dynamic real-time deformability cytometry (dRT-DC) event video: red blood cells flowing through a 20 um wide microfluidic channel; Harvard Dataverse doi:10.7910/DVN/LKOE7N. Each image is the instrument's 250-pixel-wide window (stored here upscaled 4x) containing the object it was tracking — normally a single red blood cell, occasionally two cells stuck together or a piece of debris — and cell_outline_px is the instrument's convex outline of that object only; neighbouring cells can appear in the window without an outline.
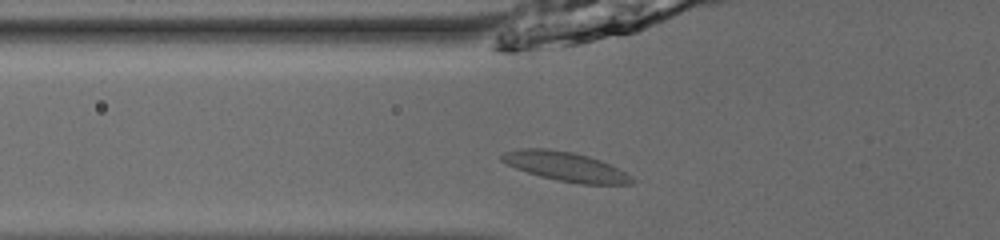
{"species": "common noctule bat (a hibernating species)", "species_latin": "Nyctalus noctula", "temperature_condition": "room temperature", "stored_images_in_passage": 36, "camera_frame_rate_fps": 3000, "um_per_image_px": 0.085, "animal": {"sex": "male", "body_mass_g": 13.0, "forearm_length_mm": 53.1}, "frame": {"image": 1, "passage_image": 4, "time_ms": 1.0, "image_size_px": [1000, 240], "cell_outline_px": [[636, 180], [632, 184], [580, 184], [540, 176], [516, 168], [500, 160], [500, 156], [504, 152], [524, 148], [548, 148], [572, 152], [588, 156], [600, 160], [632, 176]], "centroid_in_image_um": [48.08, 14.15], "position_along_channel_um": 77.7, "area_um2": 21.91}}
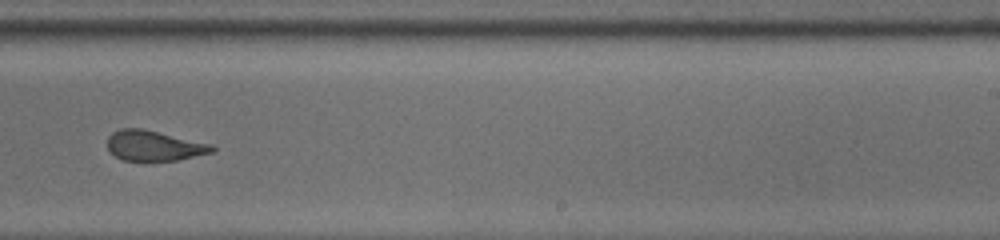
{"frame": {"image": 2, "passage_image": 19, "time_ms": 6.0, "image_size_px": [1000, 240], "cell_outline_px": [[216, 148], [212, 152], [176, 160], [152, 164], [120, 160], [108, 148], [108, 136], [112, 132], [120, 128], [140, 128], [212, 144]], "centroid_in_image_um": [13.05, 12.43], "position_along_channel_um": 275.9, "area_um2": 18.96}}
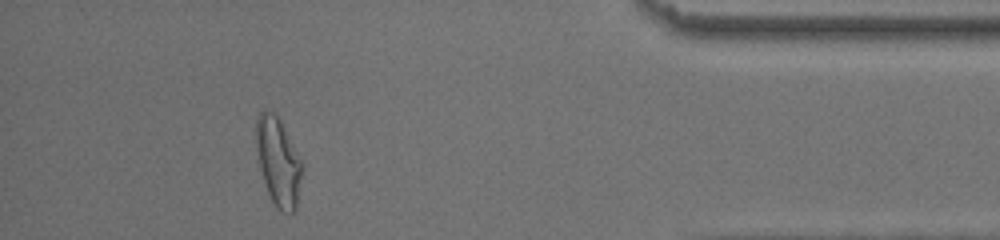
{"frame": {"image": 3, "passage_image": 32, "time_ms": 10.333, "image_size_px": [1000, 240], "cell_outline_px": [[304, 164], [296, 208], [292, 212], [288, 212], [276, 208], [268, 192], [260, 168], [256, 144], [256, 116], [260, 112], [276, 112], [280, 116]], "centroid_in_image_um": [23.68, 13.68], "position_along_channel_um": 411.5, "area_um2": 23.81}, "authors_computed_cell_mechanics": {"area_um2": 19.7676, "velocity_mm_per_s": 3.9424, "shape_relaxation_time_tau1_ms": 7.9933, "shape_relaxation_time_tau2_ms": 1.2096, "deformation_change_tau1": 0.2199, "deformation_change_tau2": 0.0851}}